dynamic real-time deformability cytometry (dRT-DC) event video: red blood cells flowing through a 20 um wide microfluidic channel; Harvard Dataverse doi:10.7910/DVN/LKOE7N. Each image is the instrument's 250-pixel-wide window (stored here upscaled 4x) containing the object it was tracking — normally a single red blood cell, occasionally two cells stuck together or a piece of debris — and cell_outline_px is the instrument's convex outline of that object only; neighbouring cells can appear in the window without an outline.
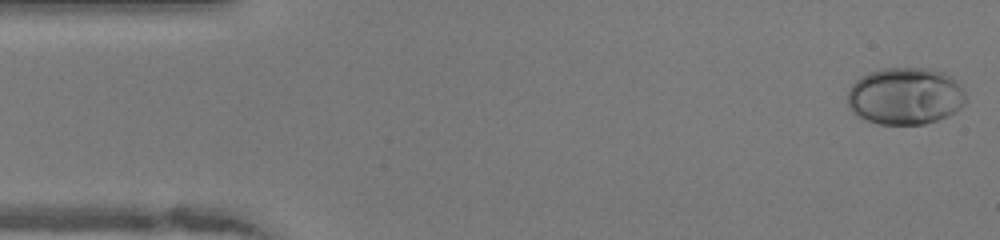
{"species": "human", "species_latin": "Homo sapiens", "temperature_condition": "warm", "stored_images_in_passage": 48, "camera_frame_rate_fps": 3000, "um_per_image_px": 0.085, "donor": {"sex": "female"}, "frame": {"image": 1, "passage_image": 1, "time_ms": 0.0, "image_size_px": [1000, 240], "cell_outline_px": [[968, 100], [956, 112], [948, 116], [924, 124], [880, 124], [856, 116], [852, 112], [848, 104], [848, 92], [852, 84], [860, 76], [868, 72], [884, 68], [928, 68], [944, 72], [952, 76], [956, 80], [968, 96]], "centroid_in_image_um": [76.97, 8.16], "position_along_channel_um": 8.0, "area_um2": 39.82}}
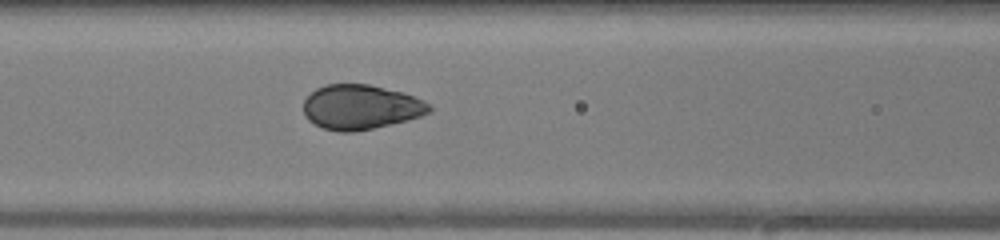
{"frame": {"image": 2, "passage_image": 19, "time_ms": 6.0, "image_size_px": [1000, 240], "cell_outline_px": [[432, 112], [408, 120], [372, 128], [352, 132], [340, 132], [324, 128], [308, 120], [304, 116], [304, 100], [316, 88], [328, 84], [368, 84], [404, 92], [424, 100], [432, 104]], "centroid_in_image_um": [30.7, 9.09], "position_along_channel_um": 135.9, "area_um2": 32.83}}
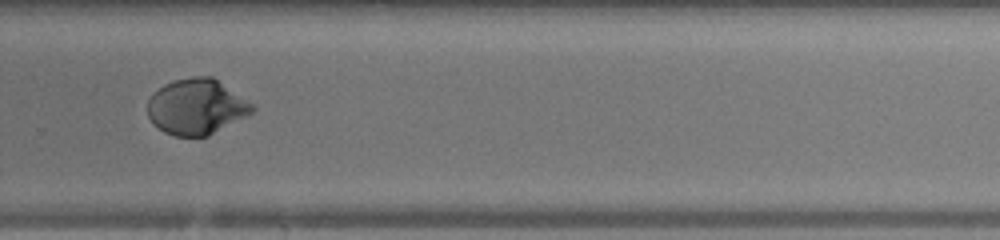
{"frame": {"image": 3, "passage_image": 32, "time_ms": 10.333, "image_size_px": [1000, 240], "cell_outline_px": [[256, 108], [248, 116], [208, 136], [172, 136], [164, 132], [148, 116], [148, 100], [152, 92], [164, 84], [176, 80], [192, 76], [212, 76], [256, 104]], "centroid_in_image_um": [16.75, 9.06], "position_along_channel_um": 313.1, "area_um2": 34.22}, "authors_computed_cell_mechanics": {"area_um2": 34.102, "velocity_mm_per_s": 4.0987, "shape_relaxation_time_tau1_ms": 4.6808, "shape_relaxation_time_tau2_ms": null, "deformation_change_tau1": 0.2337, "deformation_change_tau2": null}}